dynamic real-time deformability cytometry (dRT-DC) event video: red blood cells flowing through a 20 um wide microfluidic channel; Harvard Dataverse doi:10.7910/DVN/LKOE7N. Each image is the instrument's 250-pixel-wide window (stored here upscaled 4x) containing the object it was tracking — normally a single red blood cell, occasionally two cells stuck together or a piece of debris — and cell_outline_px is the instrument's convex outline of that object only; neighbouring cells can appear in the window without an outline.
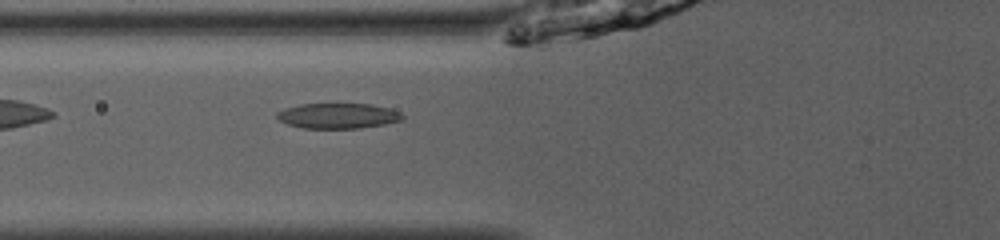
{"species": "common noctule bat (a hibernating species)", "species_latin": "Nyctalus noctula", "temperature_condition": "room temperature", "stored_images_in_passage": 34, "camera_frame_rate_fps": 3000, "um_per_image_px": 0.085, "animal": {"sex": "male", "body_mass_g": 13.0, "forearm_length_mm": 53.1}, "frame": {"image": 1, "passage_image": 4, "time_ms": 1.0, "image_size_px": [1000, 240], "cell_outline_px": [[404, 120], [384, 124], [360, 128], [304, 128], [288, 124], [280, 120], [276, 116], [276, 112], [284, 108], [300, 104], [372, 104], [388, 108], [400, 112], [404, 116]], "centroid_in_image_um": [28.74, 9.84], "position_along_channel_um": 97.1, "area_um2": 18.5}}
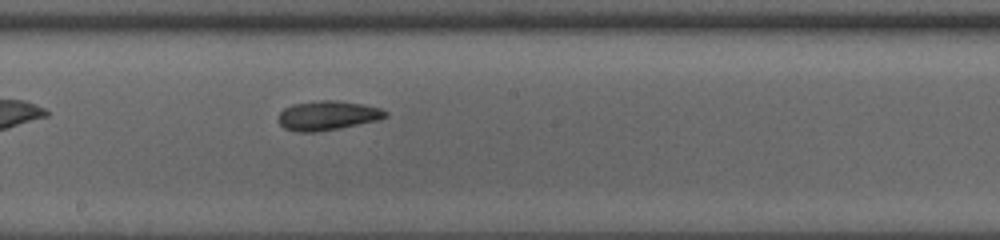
{"frame": {"image": 2, "passage_image": 13, "time_ms": 4.0, "image_size_px": [1000, 240], "cell_outline_px": [[388, 116], [380, 120], [340, 128], [316, 132], [296, 132], [284, 128], [280, 124], [280, 112], [284, 108], [292, 104], [320, 100], [336, 100], [360, 104], [380, 108], [388, 112]], "centroid_in_image_um": [27.86, 9.82], "position_along_channel_um": 220.3, "area_um2": 18.32}}
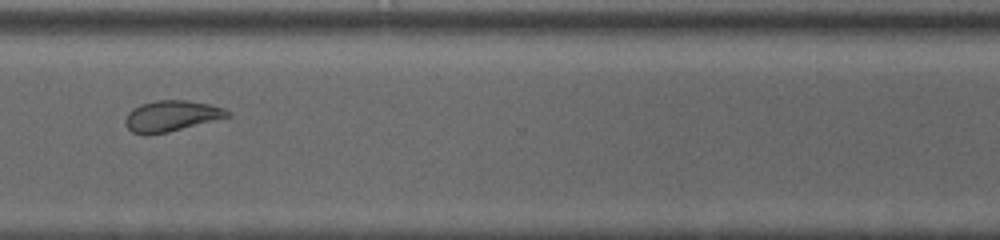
{"frame": {"image": 3, "passage_image": 23, "time_ms": 7.333, "image_size_px": [1000, 240], "cell_outline_px": [[232, 116], [168, 132], [148, 136], [132, 132], [124, 124], [124, 120], [128, 112], [132, 108], [140, 104], [156, 100], [188, 100], [208, 104], [224, 108]], "centroid_in_image_um": [14.52, 9.86], "position_along_channel_um": 356.1, "area_um2": 18.55}, "authors_computed_cell_mechanics": {"area_um2": 18.5538, "velocity_mm_per_s": 4.0893, "shape_relaxation_time_tau1_ms": 4.6573, "shape_relaxation_time_tau2_ms": 2.9007, "deformation_change_tau1": 0.1414, "deformation_change_tau2": 0.0905}}